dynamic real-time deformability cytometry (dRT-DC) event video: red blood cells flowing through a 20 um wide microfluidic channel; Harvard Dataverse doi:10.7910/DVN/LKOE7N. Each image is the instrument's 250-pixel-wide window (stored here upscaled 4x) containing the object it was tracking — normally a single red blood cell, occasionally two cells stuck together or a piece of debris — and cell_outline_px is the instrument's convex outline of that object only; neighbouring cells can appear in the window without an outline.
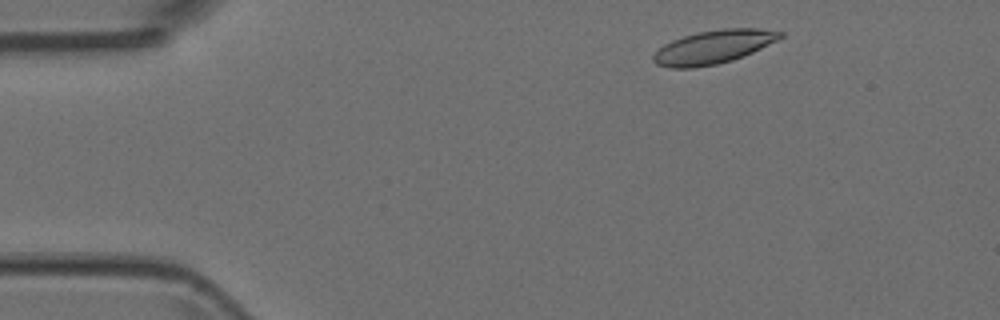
{"species": "Egyptian fruit bat (a non-hibernating species)", "species_latin": "Rousettus aegyptiacus", "temperature_condition": "room temperature", "stored_images_in_passage": 3, "camera_frame_rate_fps": 3000, "um_per_image_px": 0.085, "animal": {"sex": "female"}, "frame": {"image": 1, "passage_image": 1, "time_ms": 0.0, "image_size_px": [1000, 320], "cell_outline_px": [[784, 36], [752, 52], [732, 60], [716, 64], [692, 68], [668, 68], [656, 64], [652, 60], [652, 56], [664, 44], [672, 40], [684, 36], [700, 32], [724, 28], [760, 28], [784, 32]], "centroid_in_image_um": [60.62, 3.99], "position_along_channel_um": 24.4, "area_um2": 24.51}}